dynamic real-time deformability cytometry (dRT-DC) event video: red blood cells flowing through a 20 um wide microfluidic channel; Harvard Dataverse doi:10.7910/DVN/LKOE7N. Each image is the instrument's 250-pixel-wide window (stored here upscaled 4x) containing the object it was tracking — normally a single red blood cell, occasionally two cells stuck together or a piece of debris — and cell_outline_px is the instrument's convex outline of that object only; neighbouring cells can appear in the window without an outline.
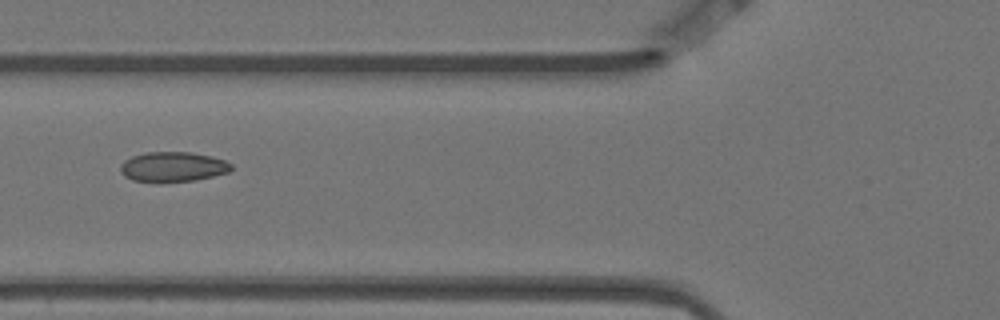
{"species": "Egyptian fruit bat (a non-hibernating species)", "species_latin": "Rousettus aegyptiacus", "temperature_condition": "warm", "stored_images_in_passage": 13, "camera_frame_rate_fps": 3000, "um_per_image_px": 0.085, "animal": {"sex": "female"}, "frame": {"image": 1, "passage_image": 5, "time_ms": 1.333, "image_size_px": [1000, 320], "cell_outline_px": [[232, 168], [228, 172], [196, 180], [160, 184], [132, 180], [124, 176], [120, 172], [120, 164], [124, 160], [132, 156], [144, 152], [192, 152], [212, 156], [224, 160], [232, 164]], "centroid_in_image_um": [14.65, 14.2], "position_along_channel_um": 111.2, "area_um2": 19.88}}
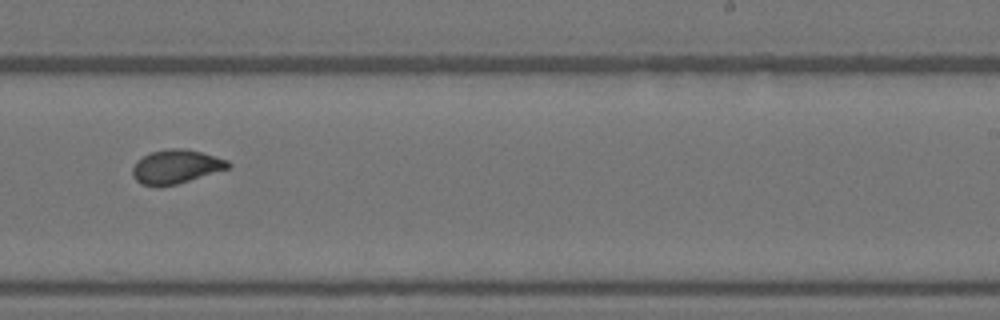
{"frame": {"image": 2, "passage_image": 9, "time_ms": 2.667, "image_size_px": [1000, 320], "cell_outline_px": [[232, 164], [228, 168], [176, 184], [156, 188], [140, 184], [132, 176], [132, 168], [136, 160], [152, 152], [168, 148], [184, 148], [200, 152], [228, 160]], "centroid_in_image_um": [14.9, 14.18], "position_along_channel_um": 274.1, "area_um2": 18.9}}
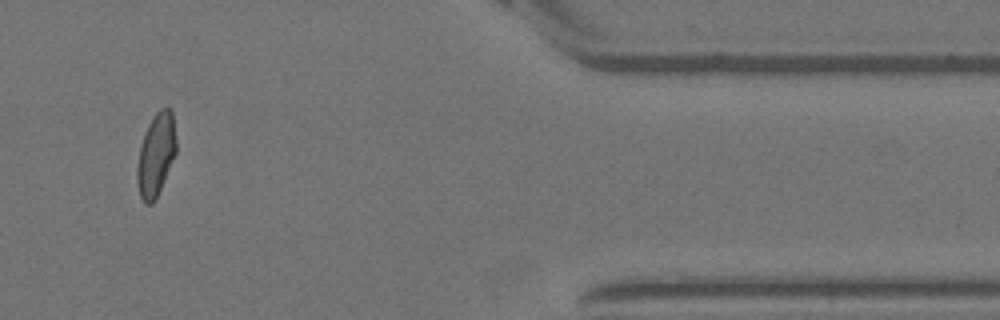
{"frame": {"image": 3, "passage_image": 12, "time_ms": 3.667, "image_size_px": [1000, 320], "cell_outline_px": [[176, 152], [160, 188], [152, 204], [144, 204], [140, 196], [136, 180], [136, 168], [140, 144], [144, 132], [152, 116], [160, 108], [168, 108], [172, 112], [176, 140]], "centroid_in_image_um": [13.22, 13.13], "position_along_channel_um": 398.2, "area_um2": 18.79}}